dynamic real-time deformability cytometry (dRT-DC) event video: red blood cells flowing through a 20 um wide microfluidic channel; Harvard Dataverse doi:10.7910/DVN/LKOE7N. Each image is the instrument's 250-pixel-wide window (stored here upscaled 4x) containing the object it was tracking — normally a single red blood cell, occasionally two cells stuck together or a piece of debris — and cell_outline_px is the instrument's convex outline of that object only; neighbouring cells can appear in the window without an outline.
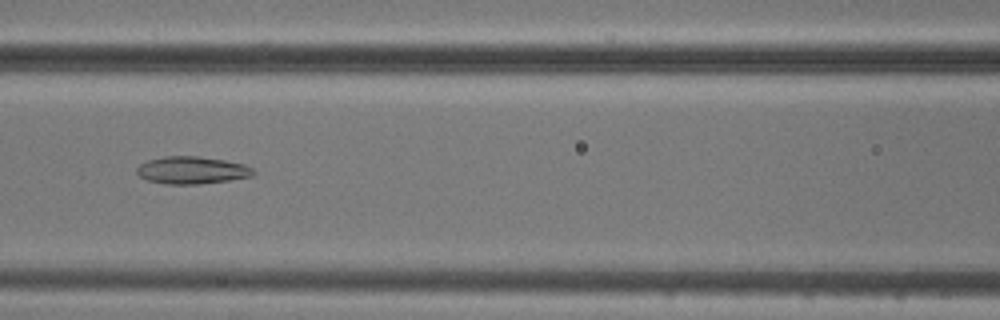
{"species": "common noctule bat (a hibernating species)", "species_latin": "Nyctalus noctula", "temperature_condition": "cold", "stored_images_in_passage": 8, "camera_frame_rate_fps": 3000, "um_per_image_px": 0.085, "animal": {"sex": "male", "body_mass_g": 20.5, "forearm_length_mm": 52.5}, "frame": {"image": 1, "passage_image": 6, "time_ms": 6.667, "image_size_px": [1000, 320], "cell_outline_px": [[256, 172], [252, 176], [228, 180], [200, 184], [164, 184], [148, 180], [140, 176], [136, 172], [136, 168], [140, 164], [148, 160], [164, 156], [196, 156], [224, 160], [244, 164], [252, 168]], "centroid_in_image_um": [16.3, 14.47], "position_along_channel_um": 150.3, "area_um2": 18.55}}
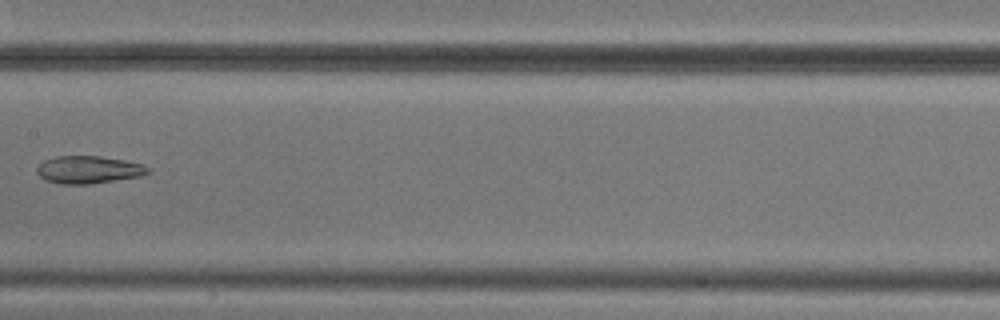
{"frame": {"image": 2, "passage_image": 7, "time_ms": 8.0, "image_size_px": [1000, 320], "cell_outline_px": [[148, 172], [140, 176], [88, 184], [60, 184], [44, 180], [36, 172], [36, 168], [44, 160], [56, 156], [100, 156], [124, 160], [144, 164], [148, 168]], "centroid_in_image_um": [7.48, 14.42], "position_along_channel_um": 199.9, "area_um2": 17.74}}
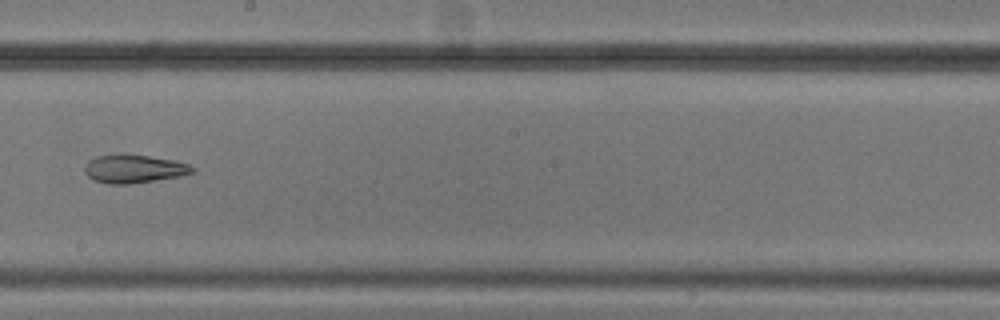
{"frame": {"image": 3, "passage_image": 8, "time_ms": 9.0, "image_size_px": [1000, 320], "cell_outline_px": [[196, 172], [180, 176], [132, 184], [108, 184], [92, 180], [84, 172], [84, 164], [88, 160], [96, 156], [124, 152], [172, 160], [188, 164], [196, 168]], "centroid_in_image_um": [11.34, 14.34], "position_along_channel_um": 236.9, "area_um2": 18.26}}